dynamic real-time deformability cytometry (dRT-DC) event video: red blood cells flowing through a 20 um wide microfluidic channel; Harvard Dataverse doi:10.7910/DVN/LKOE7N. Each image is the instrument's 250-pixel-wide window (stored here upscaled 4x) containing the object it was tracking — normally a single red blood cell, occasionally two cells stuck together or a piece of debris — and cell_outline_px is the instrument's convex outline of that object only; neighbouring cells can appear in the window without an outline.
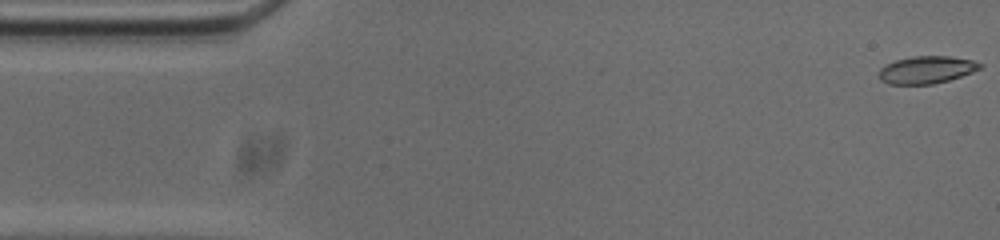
{"species": "common noctule bat (a hibernating species)", "species_latin": "Nyctalus noctula", "temperature_condition": "cold", "stored_images_in_passage": 7, "camera_frame_rate_fps": 3000, "um_per_image_px": 0.085, "animal": {"sex": "male", "body_mass_g": 20.0, "forearm_length_mm": 53.3}, "frame": {"image": 1, "passage_image": 1, "time_ms": 0.0, "image_size_px": [1000, 240], "cell_outline_px": [[984, 64], [980, 68], [972, 72], [948, 80], [932, 84], [888, 84], [880, 80], [880, 68], [884, 64], [896, 60], [912, 56], [948, 56], [972, 60]], "centroid_in_image_um": [78.73, 5.92], "position_along_channel_um": 6.3, "area_um2": 16.07}}